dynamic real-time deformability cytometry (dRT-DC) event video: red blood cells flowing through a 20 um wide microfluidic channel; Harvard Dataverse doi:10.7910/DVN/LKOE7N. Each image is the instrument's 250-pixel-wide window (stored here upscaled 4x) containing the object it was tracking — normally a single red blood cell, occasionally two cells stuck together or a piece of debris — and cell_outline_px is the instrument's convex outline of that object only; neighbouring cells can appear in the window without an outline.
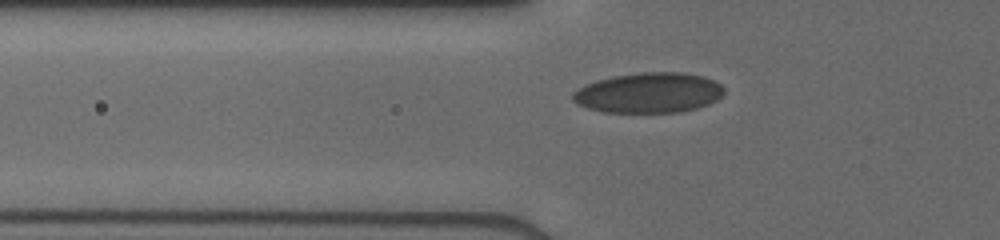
{"species": "human", "species_latin": "Homo sapiens", "temperature_condition": "cold", "stored_images_in_passage": 18, "camera_frame_rate_fps": 3000, "um_per_image_px": 0.085, "donor": {"sex": "male"}, "frame": {"image": 1, "passage_image": 9, "time_ms": 1.333, "image_size_px": [1000, 240], "cell_outline_px": [[724, 92], [716, 100], [708, 104], [696, 108], [680, 112], [604, 112], [588, 108], [576, 104], [572, 100], [572, 92], [584, 84], [612, 76], [640, 72], [680, 72], [700, 76], [712, 80], [720, 84], [724, 88]], "centroid_in_image_um": [55.1, 7.89], "position_along_channel_um": 70.7, "area_um2": 35.43}}
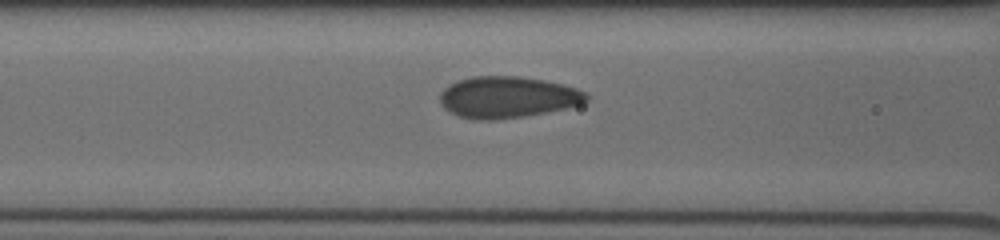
{"frame": {"image": 2, "passage_image": 17, "time_ms": 2.667, "image_size_px": [1000, 240], "cell_outline_px": [[588, 100], [580, 104], [564, 108], [524, 116], [496, 120], [476, 120], [460, 116], [448, 112], [440, 104], [440, 92], [448, 84], [456, 80], [472, 76], [520, 76], [544, 80], [576, 88], [584, 92], [588, 96]], "centroid_in_image_um": [43.07, 8.25], "position_along_channel_um": 123.5, "area_um2": 35.43}}